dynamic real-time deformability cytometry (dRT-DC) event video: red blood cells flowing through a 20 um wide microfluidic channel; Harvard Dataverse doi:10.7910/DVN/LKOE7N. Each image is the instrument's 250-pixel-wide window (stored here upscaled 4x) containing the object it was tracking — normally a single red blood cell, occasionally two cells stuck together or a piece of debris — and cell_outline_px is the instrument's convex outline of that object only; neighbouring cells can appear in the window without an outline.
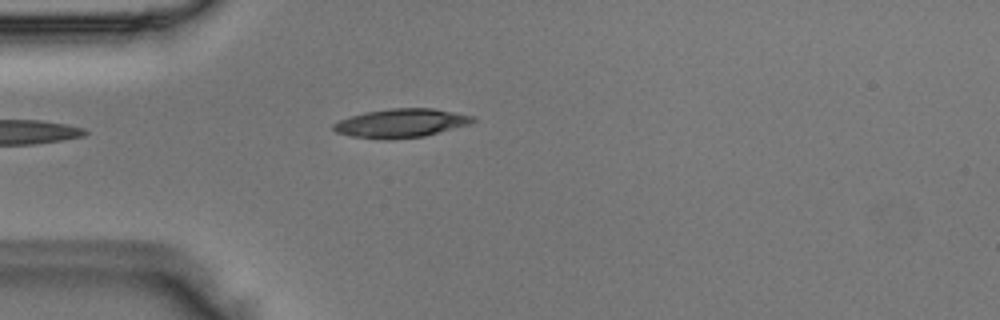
{"species": "Egyptian fruit bat (a non-hibernating species)", "species_latin": "Rousettus aegyptiacus", "temperature_condition": "room temperature", "stored_images_in_passage": 1, "camera_frame_rate_fps": 3000, "um_per_image_px": 0.085, "animal": {"sex": "male"}, "frame": {"image": 1, "passage_image": 1, "time_ms": 0.0, "image_size_px": [1000, 320], "cell_outline_px": [[476, 120], [468, 124], [424, 136], [392, 140], [388, 140], [352, 136], [336, 132], [332, 128], [332, 124], [340, 120], [364, 112], [388, 108], [436, 108], [476, 116]], "centroid_in_image_um": [34.1, 10.46], "position_along_channel_um": 50.9, "area_um2": 23.41}}